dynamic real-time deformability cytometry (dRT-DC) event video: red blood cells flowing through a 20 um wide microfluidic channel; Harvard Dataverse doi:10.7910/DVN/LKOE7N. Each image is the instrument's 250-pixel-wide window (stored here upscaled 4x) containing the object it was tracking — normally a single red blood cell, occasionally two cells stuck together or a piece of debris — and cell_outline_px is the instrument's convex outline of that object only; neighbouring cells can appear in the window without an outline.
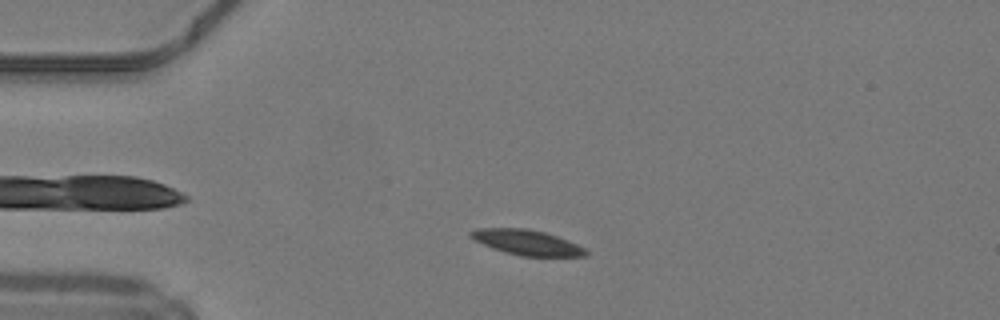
{"species": "common noctule bat (a hibernating species)", "species_latin": "Nyctalus noctula", "temperature_condition": "warm", "stored_images_in_passage": 45, "camera_frame_rate_fps": 3000, "um_per_image_px": 0.085, "animal": {"sex": "male", "body_mass_g": 19.2, "forearm_length_mm": 51.8}, "frame": {"image": 1, "passage_image": 7, "time_ms": 2.0, "image_size_px": [1000, 320], "cell_outline_px": [[588, 256], [520, 256], [504, 252], [492, 248], [468, 236], [468, 232], [476, 228], [524, 228], [544, 232], [568, 240], [584, 248], [588, 252]], "centroid_in_image_um": [44.76, 20.6], "position_along_channel_um": 40.2, "area_um2": 16.82}}
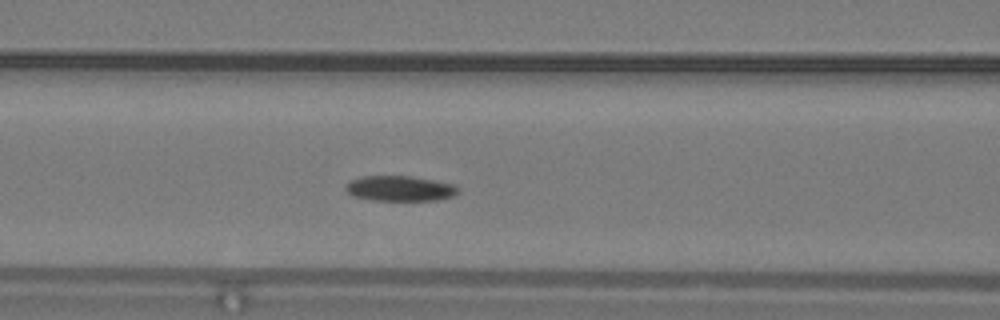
{"frame": {"image": 2, "passage_image": 16, "time_ms": 5.0, "image_size_px": [1000, 320], "cell_outline_px": [[460, 192], [452, 196], [436, 200], [372, 200], [356, 196], [348, 192], [344, 188], [352, 180], [364, 176], [412, 176], [452, 184], [460, 188]], "centroid_in_image_um": [34.03, 16.02], "position_along_channel_um": 132.6, "area_um2": 16.3}}
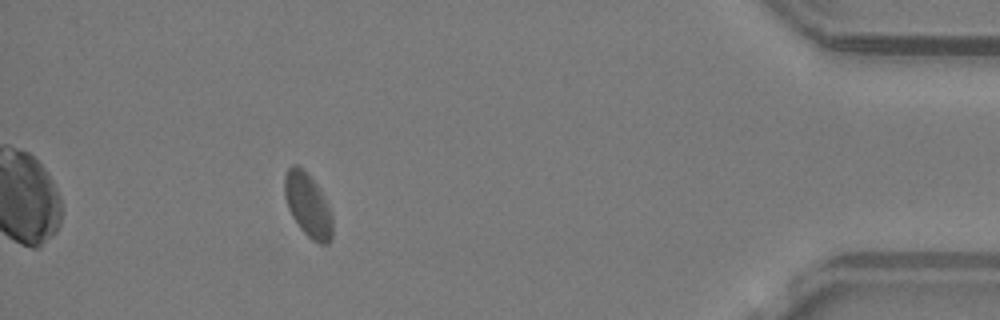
{"frame": {"image": 3, "passage_image": 40, "time_ms": 13.0, "image_size_px": [1000, 320], "cell_outline_px": [[332, 236], [328, 244], [320, 244], [312, 240], [300, 228], [292, 216], [288, 208], [284, 196], [284, 176], [288, 168], [292, 164], [296, 164], [304, 168], [316, 184], [332, 216]], "centroid_in_image_um": [26.14, 17.42], "position_along_channel_um": 409.1, "area_um2": 17.63}, "authors_computed_cell_mechanics": {"area_um2": 17.2822, "velocity_mm_per_s": 4.1474, "shape_relaxation_time_tau1_ms": 10.3502, "shape_relaxation_time_tau2_ms": 3.1996, "deformation_change_tau1": 0.1622, "deformation_change_tau2": 0.0656}}